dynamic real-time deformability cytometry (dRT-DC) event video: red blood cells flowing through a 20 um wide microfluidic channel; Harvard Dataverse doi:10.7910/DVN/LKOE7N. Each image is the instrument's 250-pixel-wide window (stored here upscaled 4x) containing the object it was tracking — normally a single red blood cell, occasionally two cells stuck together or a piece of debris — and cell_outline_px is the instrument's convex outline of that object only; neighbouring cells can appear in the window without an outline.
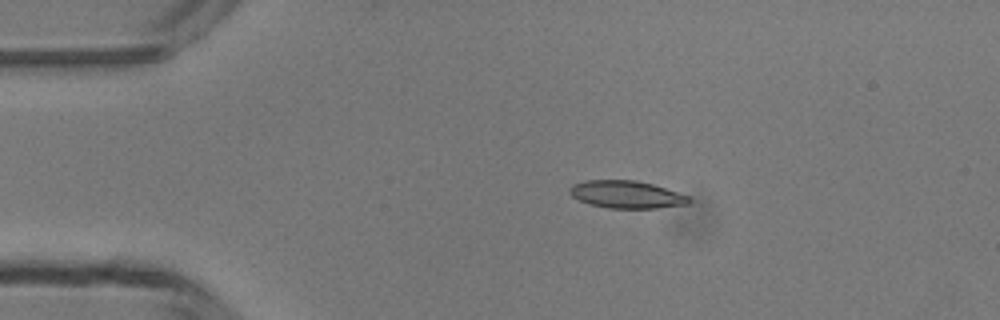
{"species": "common noctule bat (a hibernating species)", "species_latin": "Nyctalus noctula", "temperature_condition": "room temperature", "stored_images_in_passage": 3, "camera_frame_rate_fps": 3000, "um_per_image_px": 0.085, "animal": {"sex": "male", "body_mass_g": 13.3}, "frame": {"image": 1, "passage_image": 1, "time_ms": 0.0, "image_size_px": [1000, 320], "cell_outline_px": [[692, 200], [688, 204], [656, 208], [608, 208], [592, 204], [580, 200], [572, 196], [568, 192], [568, 188], [572, 184], [584, 180], [636, 180], [652, 184], [688, 196]], "centroid_in_image_um": [53.22, 16.52], "position_along_channel_um": 31.8, "area_um2": 19.02}}
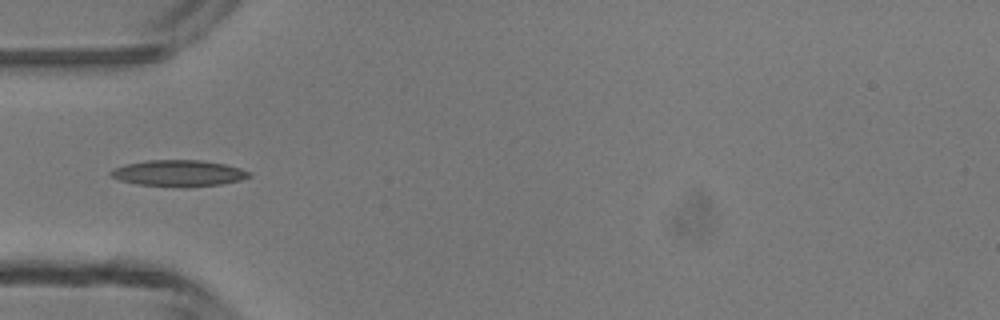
{"frame": {"image": 2, "passage_image": 3, "time_ms": 2.0, "image_size_px": [1000, 320], "cell_outline_px": [[252, 176], [240, 180], [220, 184], [136, 184], [120, 180], [108, 176], [108, 172], [112, 168], [128, 164], [148, 160], [200, 160], [224, 164], [240, 168], [248, 172]], "centroid_in_image_um": [15.12, 14.67], "position_along_channel_um": 69.9, "area_um2": 20.11}}